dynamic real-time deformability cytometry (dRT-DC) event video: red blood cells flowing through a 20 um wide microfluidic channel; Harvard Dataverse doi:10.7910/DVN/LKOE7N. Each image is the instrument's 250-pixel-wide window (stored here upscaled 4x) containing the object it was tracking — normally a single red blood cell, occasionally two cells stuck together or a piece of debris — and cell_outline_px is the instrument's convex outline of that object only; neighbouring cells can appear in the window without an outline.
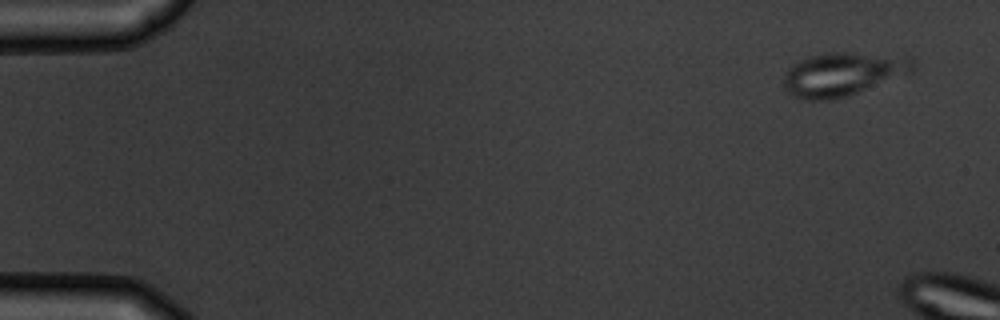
{"species": "common noctule bat (a hibernating species)", "species_latin": "Nyctalus noctula", "temperature_condition": "warm", "stored_images_in_passage": 3, "camera_frame_rate_fps": 3000, "um_per_image_px": 0.085, "animal": {"sex": "male", "body_mass_g": 19.5, "forearm_length_mm": 54.6}, "frame": {"image": 1, "passage_image": 1, "time_ms": 0.0, "image_size_px": [1000, 320], "cell_outline_px": [[916, 68], [912, 72], [856, 92], [832, 100], [804, 100], [788, 92], [784, 88], [784, 72], [792, 64], [808, 56], [828, 52], [852, 52], [912, 56], [916, 60]], "centroid_in_image_um": [71.67, 6.26], "position_along_channel_um": 13.3, "area_um2": 33.0}}